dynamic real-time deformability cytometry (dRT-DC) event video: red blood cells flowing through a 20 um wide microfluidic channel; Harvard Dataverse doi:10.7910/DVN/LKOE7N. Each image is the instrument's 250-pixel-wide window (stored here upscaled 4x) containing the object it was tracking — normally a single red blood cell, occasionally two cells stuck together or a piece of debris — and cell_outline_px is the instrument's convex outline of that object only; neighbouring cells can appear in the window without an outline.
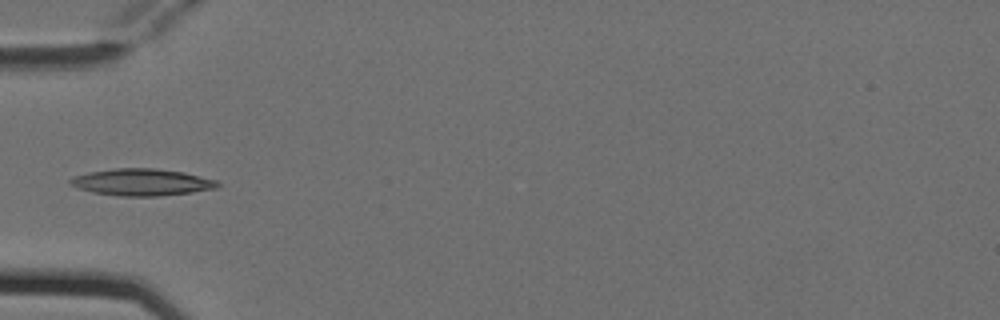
{"species": "Egyptian fruit bat (a non-hibernating species)", "species_latin": "Rousettus aegyptiacus", "temperature_condition": "cold", "stored_images_in_passage": 5, "camera_frame_rate_fps": 3000, "um_per_image_px": 0.085, "animal": {"sex": "female"}, "frame": {"image": 1, "passage_image": 4, "time_ms": 1.0, "image_size_px": [1000, 320], "cell_outline_px": [[220, 184], [216, 188], [192, 192], [156, 196], [120, 196], [92, 192], [76, 188], [68, 184], [68, 180], [72, 176], [88, 172], [116, 168], [156, 168], [184, 172], [216, 180]], "centroid_in_image_um": [11.99, 15.48], "position_along_channel_um": 73.0, "area_um2": 23.18}}
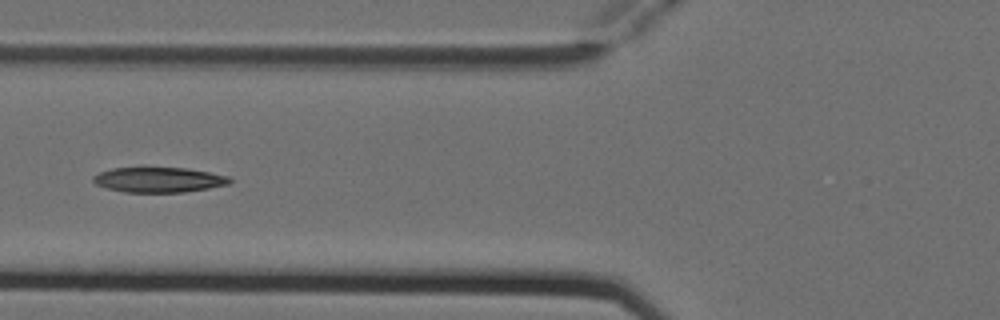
{"frame": {"image": 2, "passage_image": 5, "time_ms": 1.333, "image_size_px": [1000, 320], "cell_outline_px": [[232, 180], [228, 184], [208, 188], [184, 192], [124, 192], [108, 188], [96, 184], [92, 180], [92, 176], [100, 172], [112, 168], [188, 168], [228, 176]], "centroid_in_image_um": [13.48, 15.28], "position_along_channel_um": 112.3, "area_um2": 19.77}}